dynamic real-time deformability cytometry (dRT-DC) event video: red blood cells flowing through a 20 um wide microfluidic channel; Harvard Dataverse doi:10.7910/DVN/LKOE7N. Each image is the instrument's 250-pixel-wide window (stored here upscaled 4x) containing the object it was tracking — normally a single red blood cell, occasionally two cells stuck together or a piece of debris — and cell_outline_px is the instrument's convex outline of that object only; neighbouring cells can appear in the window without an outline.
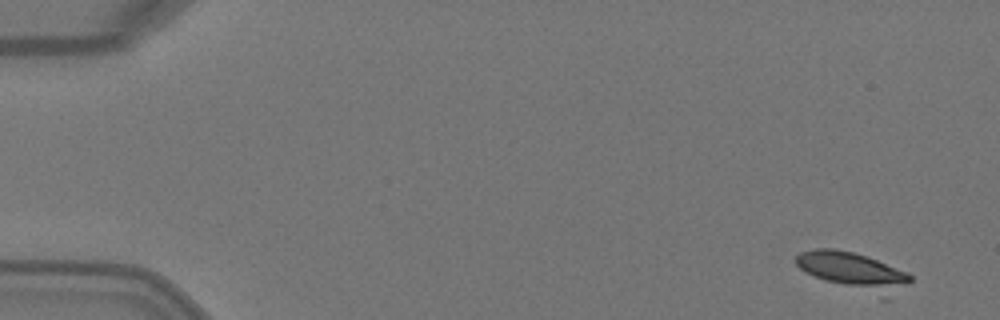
{"species": "Egyptian fruit bat (a non-hibernating species)", "species_latin": "Rousettus aegyptiacus", "temperature_condition": "warm", "stored_images_in_passage": 6, "camera_frame_rate_fps": 3000, "um_per_image_px": 0.085, "animal": {"sex": "female"}, "frame": {"image": 1, "passage_image": 1, "time_ms": 0.0, "image_size_px": [1000, 320], "cell_outline_px": [[912, 280], [888, 300], [880, 300], [824, 280], [800, 268], [796, 264], [796, 256], [800, 252], [816, 248], [832, 248], [852, 252], [868, 256], [908, 272], [912, 276]], "centroid_in_image_um": [72.63, 23.11], "position_along_channel_um": 12.4, "area_um2": 25.55}}
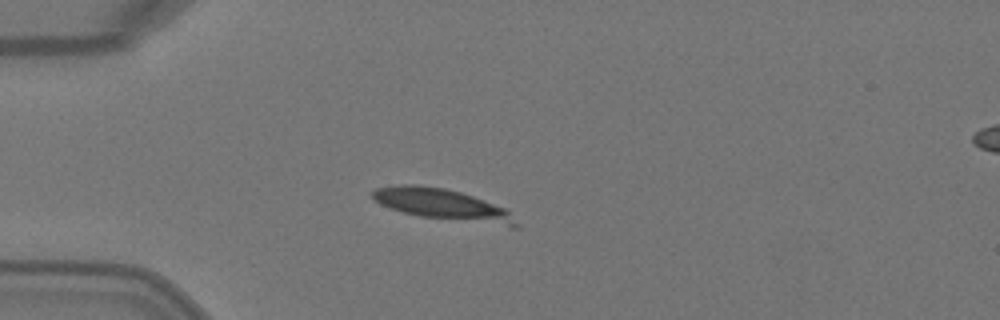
{"frame": {"image": 2, "passage_image": 4, "time_ms": 1.0, "image_size_px": [1000, 320], "cell_outline_px": [[520, 228], [512, 228], [420, 216], [404, 212], [380, 204], [372, 196], [372, 192], [376, 188], [404, 184], [416, 184], [444, 188], [460, 192], [472, 196], [504, 208], [520, 224]], "centroid_in_image_um": [37.68, 17.42], "position_along_channel_um": 47.3, "area_um2": 25.95}}